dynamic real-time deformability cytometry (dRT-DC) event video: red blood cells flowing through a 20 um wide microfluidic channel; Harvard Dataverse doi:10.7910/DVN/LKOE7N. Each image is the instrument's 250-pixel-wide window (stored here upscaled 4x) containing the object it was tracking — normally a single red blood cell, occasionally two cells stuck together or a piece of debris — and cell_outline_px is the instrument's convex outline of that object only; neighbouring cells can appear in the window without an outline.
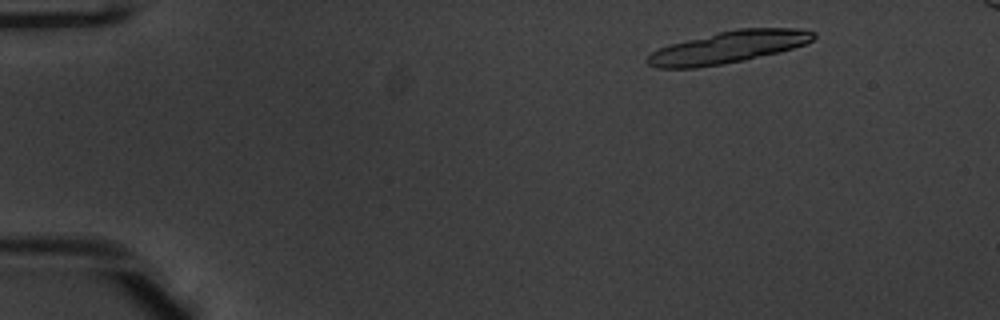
{"species": "common noctule bat (a hibernating species)", "species_latin": "Nyctalus noctula", "temperature_condition": "warm", "stored_images_in_passage": 15, "camera_frame_rate_fps": 3000, "um_per_image_px": 0.085, "animal": {"sex": "male", "body_mass_g": 20.1, "forearm_length_mm": 53.5}, "frame": {"image": 1, "passage_image": 5, "time_ms": 1.333, "image_size_px": [1000, 320], "cell_outline_px": [[816, 36], [812, 40], [804, 44], [792, 48], [744, 60], [696, 68], [656, 68], [648, 64], [648, 56], [652, 52], [668, 44], [736, 28], [796, 28], [816, 32]], "centroid_in_image_um": [61.89, 4.0], "position_along_channel_um": 23.1, "area_um2": 30.63}}